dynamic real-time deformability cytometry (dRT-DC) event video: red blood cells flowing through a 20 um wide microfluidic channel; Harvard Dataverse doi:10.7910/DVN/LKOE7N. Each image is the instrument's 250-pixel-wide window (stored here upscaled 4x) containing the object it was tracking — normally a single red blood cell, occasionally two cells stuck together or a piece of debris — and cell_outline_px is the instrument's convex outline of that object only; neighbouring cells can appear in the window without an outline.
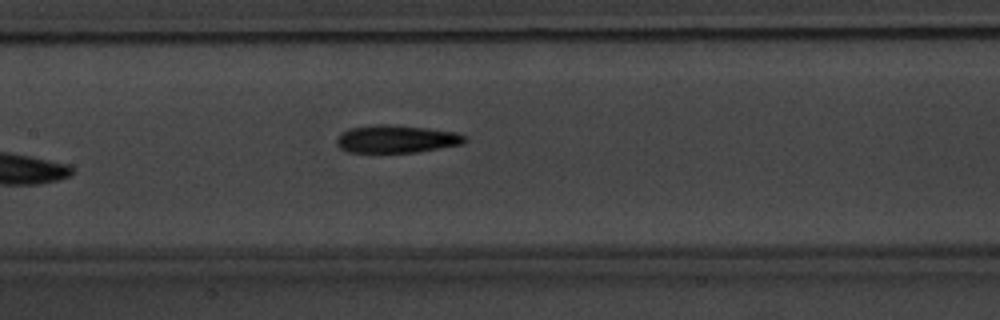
{"species": "common noctule bat (a hibernating species)", "species_latin": "Nyctalus noctula", "temperature_condition": "warm", "stored_images_in_passage": 6, "camera_frame_rate_fps": 3000, "um_per_image_px": 0.085, "animal": {"sex": "male", "body_mass_g": 20.1, "forearm_length_mm": 53.5}, "frame": {"image": 1, "passage_image": 6, "time_ms": 6.0, "image_size_px": [1000, 320], "cell_outline_px": [[468, 140], [464, 144], [416, 152], [348, 152], [340, 148], [336, 144], [336, 140], [340, 132], [348, 128], [376, 124], [388, 124], [428, 128], [456, 132], [468, 136]], "centroid_in_image_um": [33.71, 11.8], "position_along_channel_um": 173.7, "area_um2": 20.98}}